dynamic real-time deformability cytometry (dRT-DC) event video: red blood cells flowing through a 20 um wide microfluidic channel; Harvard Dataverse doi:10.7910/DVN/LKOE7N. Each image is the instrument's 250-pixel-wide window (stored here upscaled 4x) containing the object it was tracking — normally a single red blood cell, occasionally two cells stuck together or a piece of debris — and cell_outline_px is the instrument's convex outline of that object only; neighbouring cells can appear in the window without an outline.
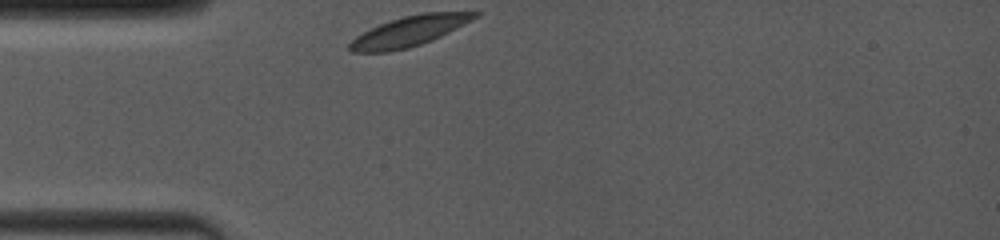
{"species": "common noctule bat (a hibernating species)", "species_latin": "Nyctalus noctula", "temperature_condition": "room temperature", "stored_images_in_passage": 61, "camera_frame_rate_fps": 4000, "um_per_image_px": 0.085, "animal": {"sex": "female", "body_mass_g": 19.0, "forearm_length_mm": 53.3}, "frame": {"image": 1, "passage_image": 1, "time_ms": 0.0, "image_size_px": [1000, 240], "cell_outline_px": [[480, 12], [476, 16], [464, 24], [432, 40], [408, 48], [388, 52], [352, 52], [348, 48], [348, 44], [356, 36], [380, 24], [404, 16], [424, 12]], "centroid_in_image_um": [34.74, 2.66], "position_along_channel_um": 50.3, "area_um2": 21.5}}
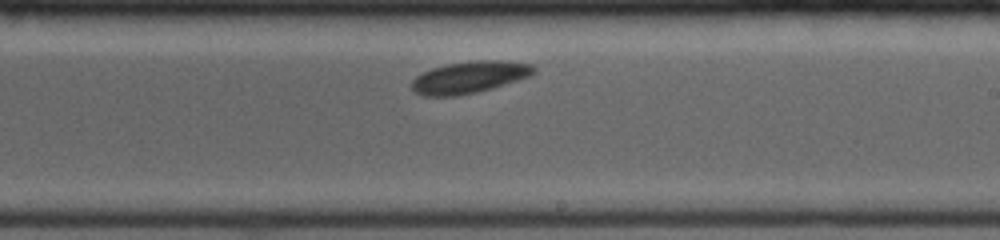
{"frame": {"image": 2, "passage_image": 34, "time_ms": 5.5, "image_size_px": [1000, 240], "cell_outline_px": [[536, 72], [528, 76], [492, 88], [476, 92], [456, 96], [424, 96], [416, 92], [412, 88], [412, 80], [416, 76], [432, 68], [448, 64], [476, 60], [500, 60], [532, 64], [536, 68]], "centroid_in_image_um": [39.9, 6.56], "position_along_channel_um": 249.1, "area_um2": 22.43}}
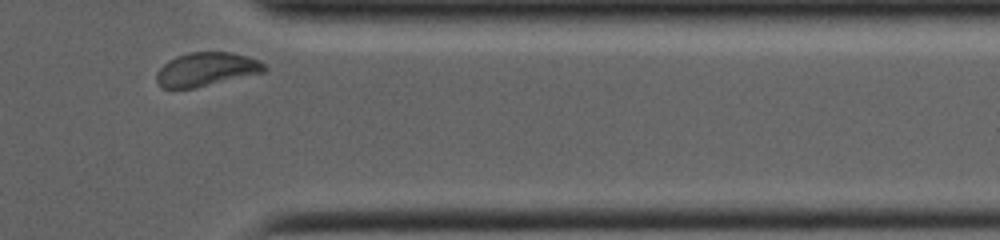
{"frame": {"image": 3, "passage_image": 61, "time_ms": 9.25, "image_size_px": [1000, 240], "cell_outline_px": [[268, 68], [264, 72], [192, 88], [160, 88], [156, 80], [156, 72], [168, 60], [176, 56], [188, 52], [232, 52], [248, 56], [260, 60]], "centroid_in_image_um": [17.53, 5.88], "position_along_channel_um": 393.9, "area_um2": 21.15}}